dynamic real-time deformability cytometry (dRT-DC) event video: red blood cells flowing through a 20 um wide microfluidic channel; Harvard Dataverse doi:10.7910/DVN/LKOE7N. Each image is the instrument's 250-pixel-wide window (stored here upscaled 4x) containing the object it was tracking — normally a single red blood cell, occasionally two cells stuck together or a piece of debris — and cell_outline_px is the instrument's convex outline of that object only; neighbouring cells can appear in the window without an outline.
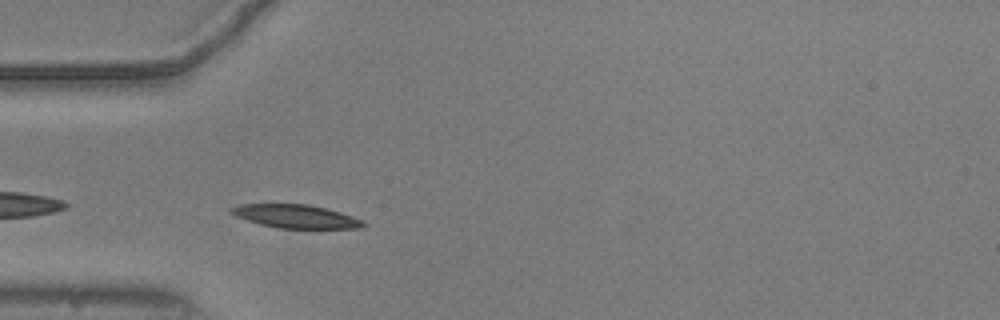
{"species": "common noctule bat (a hibernating species)", "species_latin": "Nyctalus noctula", "temperature_condition": "warm", "stored_images_in_passage": 39, "camera_frame_rate_fps": 3000, "um_per_image_px": 0.085, "animal": {"sex": "male", "body_mass_g": 20.5, "forearm_length_mm": 52.5}, "frame": {"image": 1, "passage_image": 1, "time_ms": 0.0, "image_size_px": [1000, 320], "cell_outline_px": [[368, 224], [364, 228], [276, 228], [260, 224], [236, 216], [228, 212], [228, 208], [240, 204], [308, 204], [340, 212], [364, 220]], "centroid_in_image_um": [25.15, 18.39], "position_along_channel_um": 59.9, "area_um2": 18.09}}
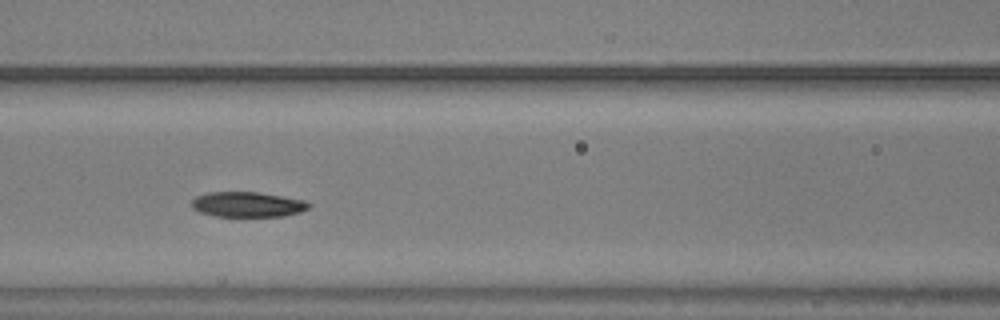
{"frame": {"image": 2, "passage_image": 8, "time_ms": 2.333, "image_size_px": [1000, 320], "cell_outline_px": [[312, 204], [308, 208], [300, 212], [284, 216], [212, 216], [200, 212], [192, 208], [192, 200], [196, 196], [208, 192], [256, 192], [304, 200]], "centroid_in_image_um": [21.02, 17.38], "position_along_channel_um": 145.6, "area_um2": 17.11}}
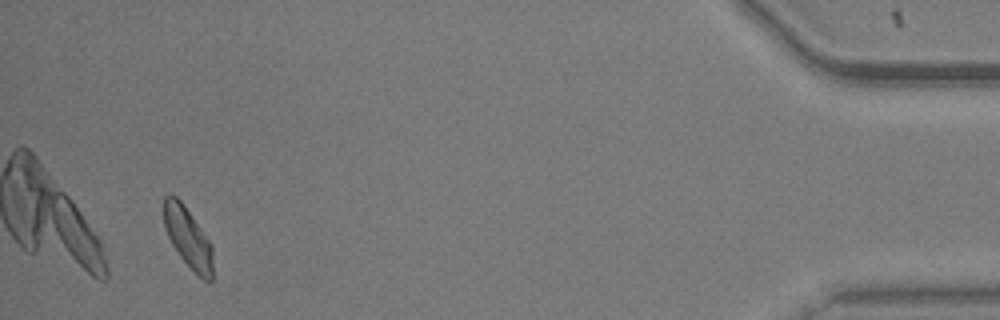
{"frame": {"image": 3, "passage_image": 36, "time_ms": 11.667, "image_size_px": [1000, 320], "cell_outline_px": [[212, 280], [204, 280], [180, 256], [172, 244], [168, 236], [164, 224], [164, 196], [168, 192], [172, 192], [180, 200], [212, 244]], "centroid_in_image_um": [15.96, 20.13], "position_along_channel_um": 419.2, "area_um2": 16.88}, "authors_computed_cell_mechanics": {"area_um2": 17.8602, "velocity_mm_per_s": 3.7458, "shape_relaxation_time_tau1_ms": 3.3365, "shape_relaxation_time_tau2_ms": 3.0807, "deformation_change_tau1": 0.1249, "deformation_change_tau2": 0.0658}}